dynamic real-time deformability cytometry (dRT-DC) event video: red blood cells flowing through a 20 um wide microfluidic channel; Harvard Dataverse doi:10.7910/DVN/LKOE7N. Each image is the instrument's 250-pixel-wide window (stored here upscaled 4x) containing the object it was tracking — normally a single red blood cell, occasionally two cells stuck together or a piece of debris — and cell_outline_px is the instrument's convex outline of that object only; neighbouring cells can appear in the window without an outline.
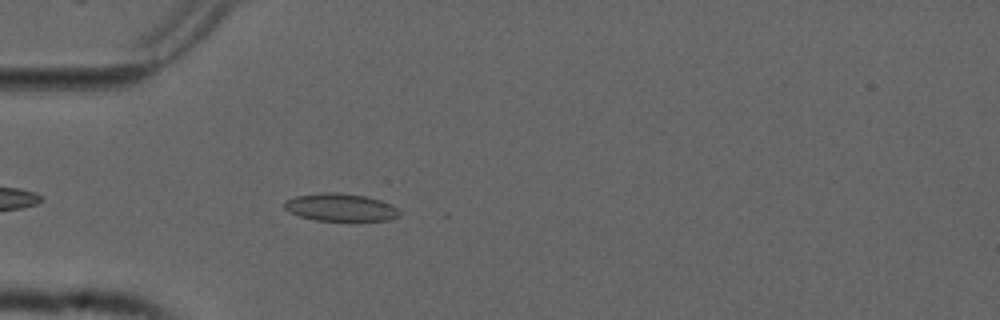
{"species": "common noctule bat (a hibernating species)", "species_latin": "Nyctalus noctula", "temperature_condition": "cold", "stored_images_in_passage": 43, "camera_frame_rate_fps": 3000, "um_per_image_px": 0.085, "animal": {"sex": "male", "forearm_length_mm": 52.5}, "frame": {"image": 1, "passage_image": 5, "time_ms": 1.333, "image_size_px": [1000, 320], "cell_outline_px": [[400, 216], [388, 220], [352, 224], [316, 220], [300, 216], [288, 212], [284, 208], [284, 200], [296, 196], [324, 192], [340, 192], [364, 196], [380, 200], [392, 204], [400, 208]], "centroid_in_image_um": [29.0, 17.68], "position_along_channel_um": 56.0, "area_um2": 19.65}}
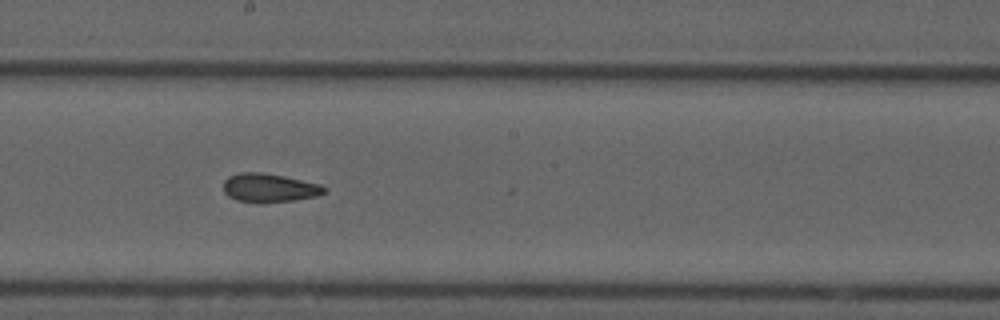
{"frame": {"image": 2, "passage_image": 19, "time_ms": 6.0, "image_size_px": [1000, 320], "cell_outline_px": [[328, 192], [316, 196], [292, 200], [264, 204], [256, 204], [236, 200], [228, 196], [224, 192], [224, 180], [228, 176], [240, 172], [260, 172], [284, 176], [320, 184], [328, 188]], "centroid_in_image_um": [22.88, 15.98], "position_along_channel_um": 225.3, "area_um2": 17.22}}
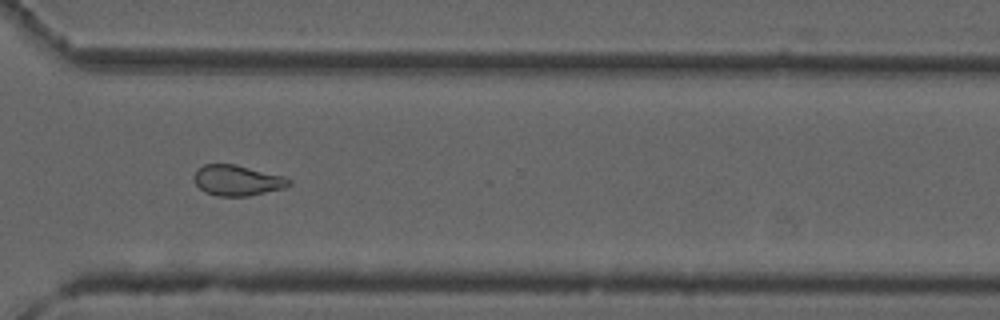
{"frame": {"image": 3, "passage_image": 29, "time_ms": 9.333, "image_size_px": [1000, 320], "cell_outline_px": [[292, 184], [284, 188], [248, 196], [216, 196], [204, 192], [196, 184], [196, 172], [204, 164], [236, 164], [284, 176], [292, 180]], "centroid_in_image_um": [20.22, 15.34], "position_along_channel_um": 350.4, "area_um2": 16.82}, "authors_computed_cell_mechanics": {"area_um2": 17.5134, "velocity_mm_per_s": 3.7664, "shape_relaxation_time_tau1_ms": null, "shape_relaxation_time_tau2_ms": 3.0759, "deformation_change_tau1": null, "deformation_change_tau2": 0.0795}}